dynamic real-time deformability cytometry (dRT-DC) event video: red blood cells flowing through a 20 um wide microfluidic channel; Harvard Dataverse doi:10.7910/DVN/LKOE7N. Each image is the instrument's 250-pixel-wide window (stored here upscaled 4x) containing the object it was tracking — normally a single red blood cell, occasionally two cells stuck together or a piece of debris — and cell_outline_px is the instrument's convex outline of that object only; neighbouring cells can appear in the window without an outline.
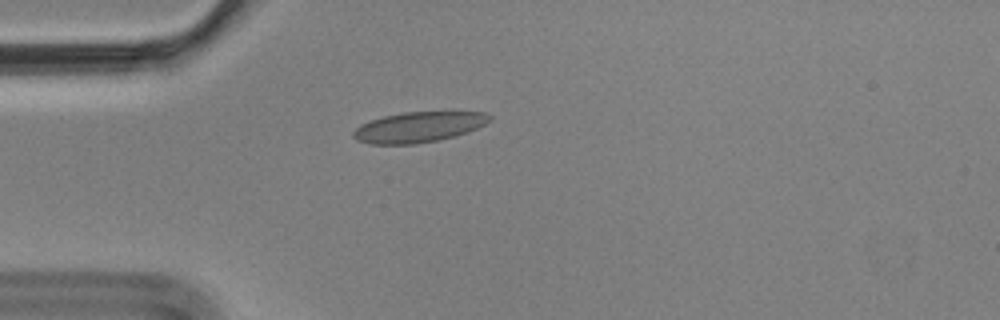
{"species": "Egyptian fruit bat (a non-hibernating species)", "species_latin": "Rousettus aegyptiacus", "temperature_condition": "cold", "stored_images_in_passage": 1, "camera_frame_rate_fps": 3000, "um_per_image_px": 0.085, "animal": {"sex": "male"}, "frame": {"image": 1, "passage_image": 1, "time_ms": 0.0, "image_size_px": [1000, 320], "cell_outline_px": [[492, 120], [468, 132], [436, 140], [416, 144], [368, 144], [356, 140], [352, 136], [352, 132], [360, 124], [384, 116], [404, 112], [484, 112], [492, 116]], "centroid_in_image_um": [35.55, 10.8], "position_along_channel_um": 49.4, "area_um2": 24.04}}